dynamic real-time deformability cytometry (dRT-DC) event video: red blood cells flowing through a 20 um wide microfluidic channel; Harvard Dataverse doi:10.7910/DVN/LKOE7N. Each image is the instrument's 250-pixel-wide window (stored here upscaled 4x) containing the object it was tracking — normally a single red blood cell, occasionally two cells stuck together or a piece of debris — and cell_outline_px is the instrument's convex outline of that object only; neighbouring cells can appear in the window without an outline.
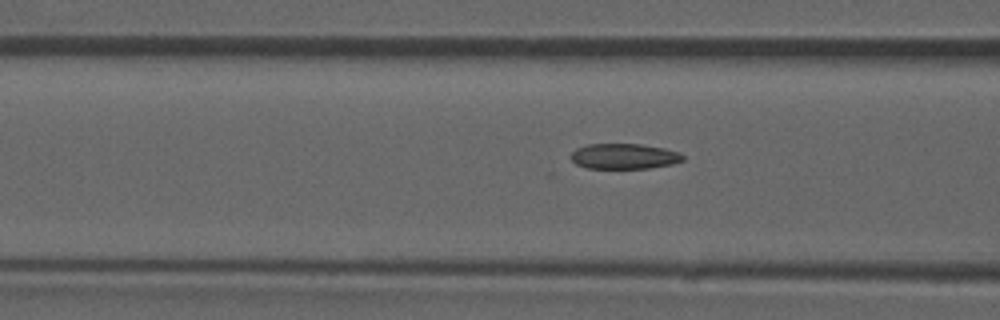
{"species": "common noctule bat (a hibernating species)", "species_latin": "Nyctalus noctula", "temperature_condition": "room temperature", "stored_images_in_passage": 32, "camera_frame_rate_fps": 3000, "um_per_image_px": 0.085, "animal": {"sex": "male", "forearm_length_mm": 52.5}, "frame": {"image": 1, "passage_image": 5, "time_ms": 1.333, "image_size_px": [1000, 320], "cell_outline_px": [[684, 160], [672, 164], [648, 168], [588, 168], [576, 164], [568, 156], [576, 148], [588, 144], [640, 144], [664, 148], [680, 152], [684, 156]], "centroid_in_image_um": [53.04, 13.28], "position_along_channel_um": 113.6, "area_um2": 16.65}, "authors_computed_cell_mechanics": {"area_um2": 17.0221, "velocity_mm_per_s": 3.8853, "shape_relaxation_time_tau1_ms": null, "shape_relaxation_time_tau2_ms": 2.2975, "deformation_change_tau1": null, "deformation_change_tau2": 0.0836}}